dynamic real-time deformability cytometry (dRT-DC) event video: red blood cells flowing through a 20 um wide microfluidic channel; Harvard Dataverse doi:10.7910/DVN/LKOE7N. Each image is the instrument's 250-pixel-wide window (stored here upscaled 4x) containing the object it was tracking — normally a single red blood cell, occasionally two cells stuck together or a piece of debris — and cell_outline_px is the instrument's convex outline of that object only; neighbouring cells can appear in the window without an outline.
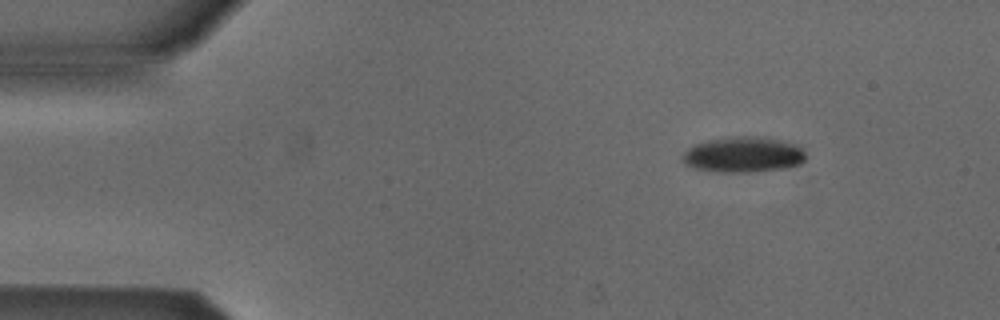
{"species": "Egyptian fruit bat (a non-hibernating species)", "species_latin": "Rousettus aegyptiacus", "temperature_condition": "cold", "stored_images_in_passage": 3, "camera_frame_rate_fps": 3000, "um_per_image_px": 0.085, "animal": {"sex": "male"}, "frame": {"image": 1, "passage_image": 1, "time_ms": 0.0, "image_size_px": [1000, 320], "cell_outline_px": [[804, 160], [800, 164], [784, 168], [752, 172], [720, 172], [692, 168], [684, 164], [680, 160], [680, 156], [688, 148], [696, 144], [708, 140], [736, 136], [760, 136], [784, 140], [796, 144], [804, 152]], "centroid_in_image_um": [63.14, 13.14], "position_along_channel_um": 21.9, "area_um2": 25.78}}
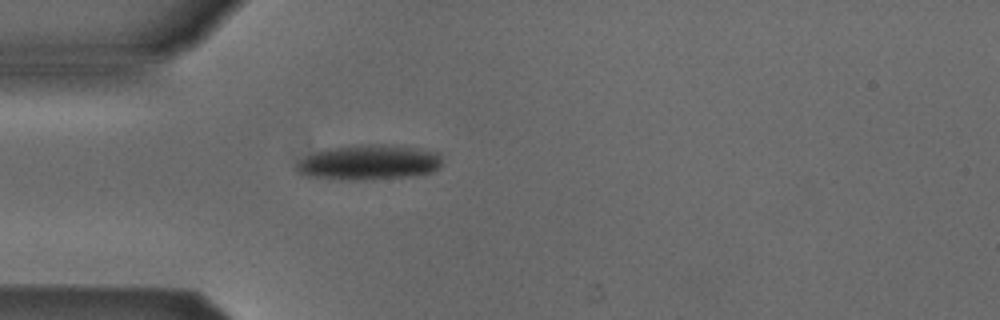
{"frame": {"image": 2, "passage_image": 3, "time_ms": 0.667, "image_size_px": [1000, 320], "cell_outline_px": [[444, 164], [440, 168], [432, 172], [416, 176], [364, 180], [340, 180], [308, 176], [296, 172], [296, 164], [300, 160], [316, 152], [332, 148], [368, 144], [380, 144], [416, 148], [440, 152]], "centroid_in_image_um": [31.43, 13.82], "position_along_channel_um": 53.6, "area_um2": 30.0}}